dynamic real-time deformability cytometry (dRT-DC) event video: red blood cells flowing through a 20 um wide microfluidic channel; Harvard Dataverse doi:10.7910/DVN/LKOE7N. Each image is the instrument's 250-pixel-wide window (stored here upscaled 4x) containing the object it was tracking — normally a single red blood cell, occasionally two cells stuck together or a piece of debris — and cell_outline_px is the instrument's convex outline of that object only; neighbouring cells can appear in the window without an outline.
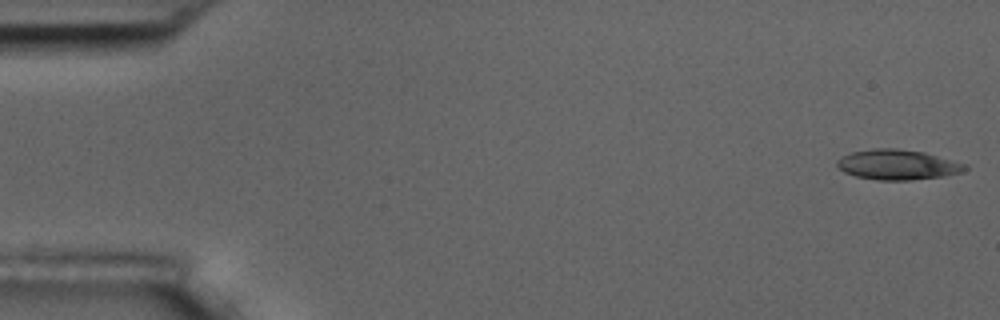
{"species": "common noctule bat (a hibernating species)", "species_latin": "Nyctalus noctula", "temperature_condition": "room temperature", "stored_images_in_passage": 5, "camera_frame_rate_fps": 3000, "um_per_image_px": 0.085, "animal": {"sex": "male", "body_mass_g": 17.5, "forearm_length_mm": 52.3}, "frame": {"image": 1, "passage_image": 1, "time_ms": 0.0, "image_size_px": [1000, 320], "cell_outline_px": [[968, 168], [960, 172], [944, 176], [912, 180], [876, 180], [856, 176], [844, 172], [836, 164], [836, 160], [840, 156], [852, 152], [872, 148], [896, 148], [924, 152], [968, 164]], "centroid_in_image_um": [76.29, 13.99], "position_along_channel_um": 8.7, "area_um2": 22.6}}
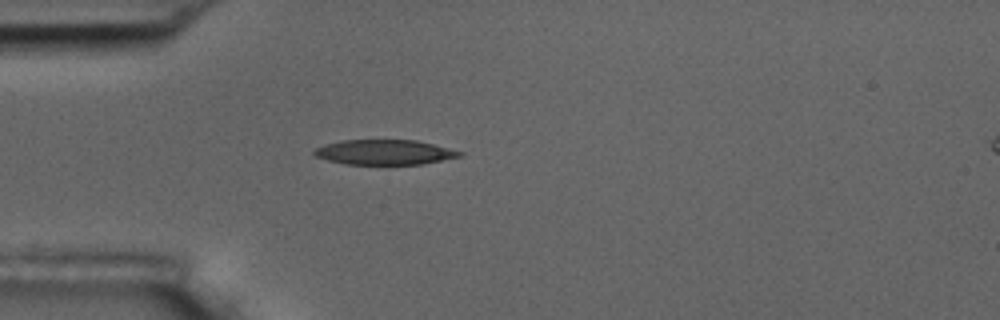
{"frame": {"image": 2, "passage_image": 5, "time_ms": 4.667, "image_size_px": [1000, 320], "cell_outline_px": [[464, 152], [460, 156], [420, 164], [348, 164], [328, 160], [316, 156], [312, 152], [316, 148], [324, 144], [344, 140], [416, 140]], "centroid_in_image_um": [32.65, 12.93], "position_along_channel_um": 52.4, "area_um2": 20.81}}